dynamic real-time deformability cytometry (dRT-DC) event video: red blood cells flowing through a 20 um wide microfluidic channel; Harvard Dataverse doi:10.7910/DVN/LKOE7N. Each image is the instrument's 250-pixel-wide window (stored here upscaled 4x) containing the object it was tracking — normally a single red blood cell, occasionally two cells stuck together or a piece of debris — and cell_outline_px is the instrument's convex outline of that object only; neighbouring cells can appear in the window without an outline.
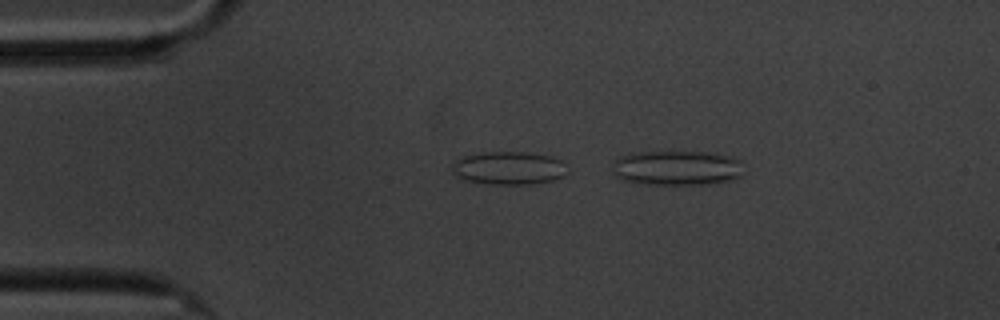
{"species": "common noctule bat (a hibernating species)", "species_latin": "Nyctalus noctula", "temperature_condition": "cold", "stored_images_in_passage": 5, "camera_frame_rate_fps": 3000, "um_per_image_px": 0.085, "animal": {"sex": "male", "body_mass_g": 20.1, "forearm_length_mm": 53.5}, "frame": {"image": 1, "passage_image": 3, "time_ms": 3.0, "image_size_px": [1000, 320], "cell_outline_px": [[744, 176], [732, 180], [708, 184], [644, 184], [624, 180], [616, 176], [616, 160], [620, 156], [636, 152], [716, 152], [732, 156], [740, 160]], "centroid_in_image_um": [57.65, 14.27], "position_along_channel_um": 27.3, "area_um2": 26.65}}